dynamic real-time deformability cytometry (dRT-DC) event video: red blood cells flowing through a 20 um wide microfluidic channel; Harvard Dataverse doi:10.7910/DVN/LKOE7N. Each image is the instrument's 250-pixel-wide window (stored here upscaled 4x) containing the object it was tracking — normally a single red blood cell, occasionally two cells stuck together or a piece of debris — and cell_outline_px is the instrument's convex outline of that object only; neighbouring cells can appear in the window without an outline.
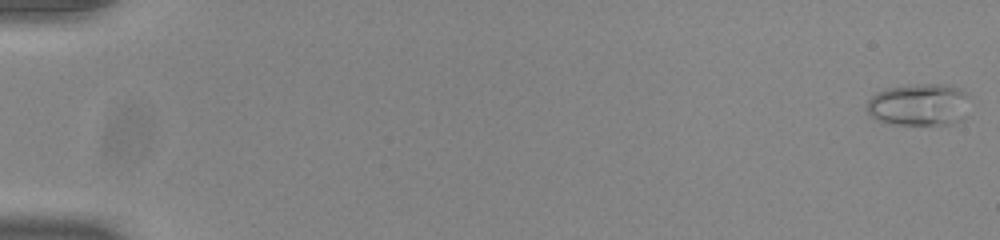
{"species": "common noctule bat (a hibernating species)", "species_latin": "Nyctalus noctula", "temperature_condition": "room temperature", "stored_images_in_passage": 54, "camera_frame_rate_fps": 3000, "um_per_image_px": 0.085, "animal": {"sex": "male", "body_mass_g": 20.0, "forearm_length_mm": 53.3}, "frame": {"image": 1, "passage_image": 1, "time_ms": 0.0, "image_size_px": [1000, 240], "cell_outline_px": [[968, 116], [964, 120], [952, 124], [888, 124], [876, 120], [868, 112], [868, 100], [876, 92], [888, 88], [920, 84], [948, 84], [960, 88], [968, 92]], "centroid_in_image_um": [78.2, 8.9], "position_along_channel_um": 6.8, "area_um2": 25.72}}
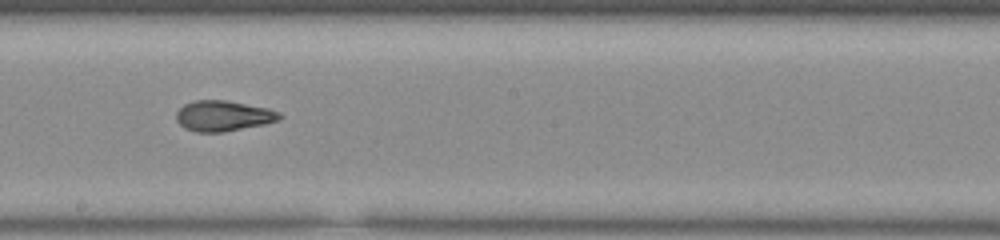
{"frame": {"image": 2, "passage_image": 32, "time_ms": 10.333, "image_size_px": [1000, 240], "cell_outline_px": [[284, 116], [280, 120], [264, 124], [224, 132], [196, 132], [184, 128], [176, 120], [176, 112], [184, 104], [196, 100], [224, 100], [268, 108], [280, 112]], "centroid_in_image_um": [18.99, 9.85], "position_along_channel_um": 229.2, "area_um2": 18.44}}
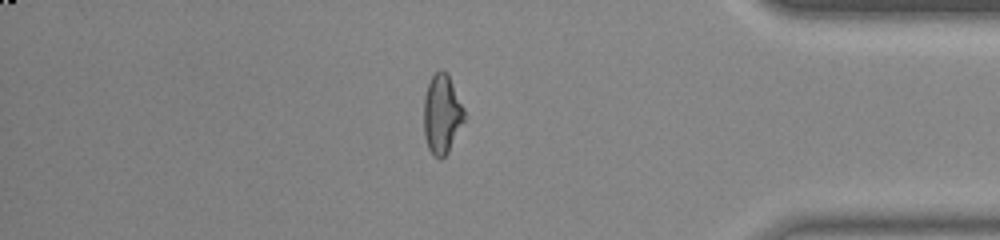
{"frame": {"image": 3, "passage_image": 47, "time_ms": 15.333, "image_size_px": [1000, 240], "cell_outline_px": [[468, 116], [448, 152], [440, 160], [432, 156], [428, 148], [424, 136], [424, 96], [428, 84], [432, 76], [440, 68], [444, 68], [448, 72]], "centroid_in_image_um": [37.59, 9.69], "position_along_channel_um": 397.6, "area_um2": 19.36}, "authors_computed_cell_mechanics": {"area_um2": 18.7272, "velocity_mm_per_s": 3.8747, "shape_relaxation_time_tau1_ms": null, "shape_relaxation_time_tau2_ms": 1.4889, "deformation_change_tau1": null, "deformation_change_tau2": 0.0814}}